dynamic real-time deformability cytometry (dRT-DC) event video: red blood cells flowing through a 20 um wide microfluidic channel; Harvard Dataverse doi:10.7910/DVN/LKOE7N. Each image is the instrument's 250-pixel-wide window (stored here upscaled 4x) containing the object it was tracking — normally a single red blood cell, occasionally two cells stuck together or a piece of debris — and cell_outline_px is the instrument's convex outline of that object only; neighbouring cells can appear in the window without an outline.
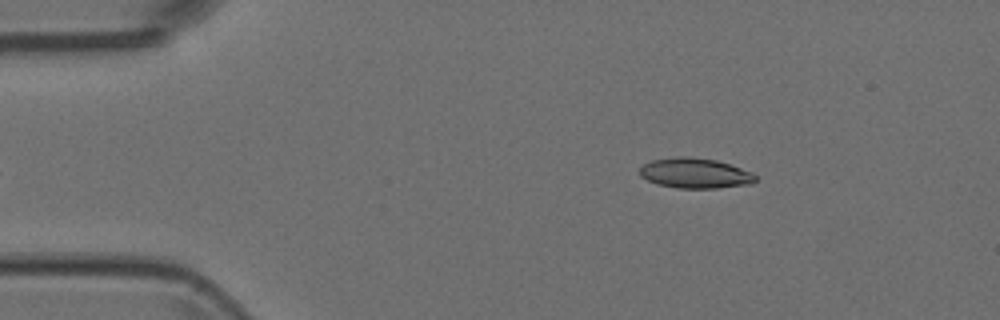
{"species": "Egyptian fruit bat (a non-hibernating species)", "species_latin": "Rousettus aegyptiacus", "temperature_condition": "room temperature", "stored_images_in_passage": 3, "camera_frame_rate_fps": 3000, "um_per_image_px": 0.085, "animal": {"sex": "female"}, "frame": {"image": 1, "passage_image": 1, "time_ms": 0.0, "image_size_px": [1000, 320], "cell_outline_px": [[756, 180], [752, 184], [716, 188], [676, 188], [660, 184], [648, 180], [640, 176], [640, 168], [644, 164], [652, 160], [676, 156], [684, 156], [716, 160], [752, 172], [756, 176]], "centroid_in_image_um": [59.09, 14.72], "position_along_channel_um": 25.9, "area_um2": 20.23}}
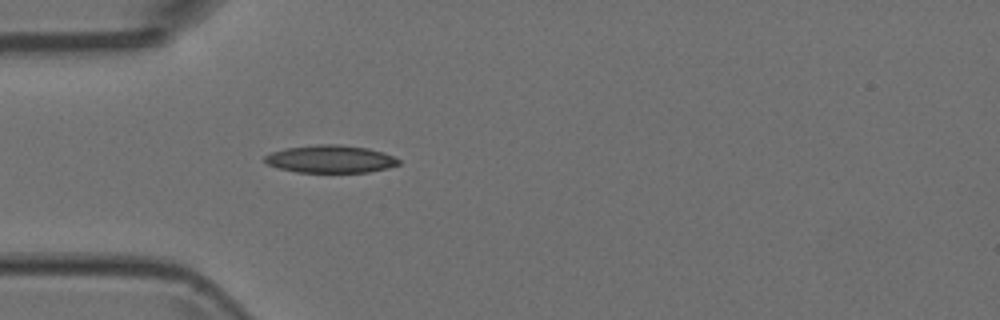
{"frame": {"image": 2, "passage_image": 3, "time_ms": 0.667, "image_size_px": [1000, 320], "cell_outline_px": [[400, 164], [388, 168], [368, 172], [296, 172], [280, 168], [268, 164], [264, 160], [264, 156], [272, 152], [284, 148], [316, 144], [340, 144], [368, 148], [392, 156], [400, 160]], "centroid_in_image_um": [28.08, 13.51], "position_along_channel_um": 56.9, "area_um2": 21.5}}